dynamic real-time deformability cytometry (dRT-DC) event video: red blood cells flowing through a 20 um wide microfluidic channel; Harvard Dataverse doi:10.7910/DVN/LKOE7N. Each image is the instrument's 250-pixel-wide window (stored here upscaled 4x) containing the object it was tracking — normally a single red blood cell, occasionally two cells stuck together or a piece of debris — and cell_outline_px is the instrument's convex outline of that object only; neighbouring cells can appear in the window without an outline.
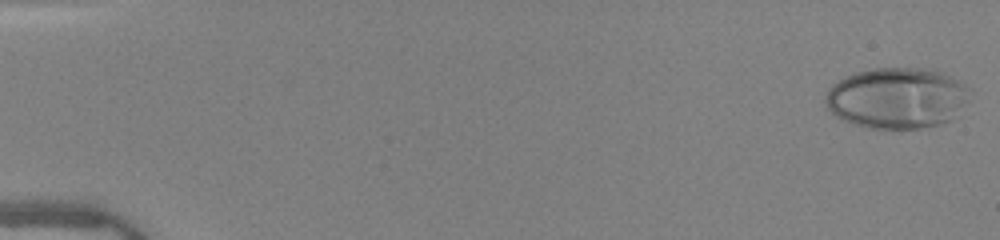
{"species": "human", "species_latin": "Homo sapiens", "temperature_condition": "warm", "stored_images_in_passage": 50, "camera_frame_rate_fps": 3000, "um_per_image_px": 0.085, "donor": {"sex": "female"}, "frame": {"image": 1, "passage_image": 1, "time_ms": 0.0, "image_size_px": [1000, 240], "cell_outline_px": [[968, 88], [960, 116], [952, 120], [920, 128], [868, 128], [852, 124], [836, 116], [824, 108], [824, 100], [828, 88], [832, 84], [856, 72], [872, 68], [924, 68], [940, 72], [964, 84]], "centroid_in_image_um": [76.18, 8.34], "position_along_channel_um": 8.8, "area_um2": 51.15}}
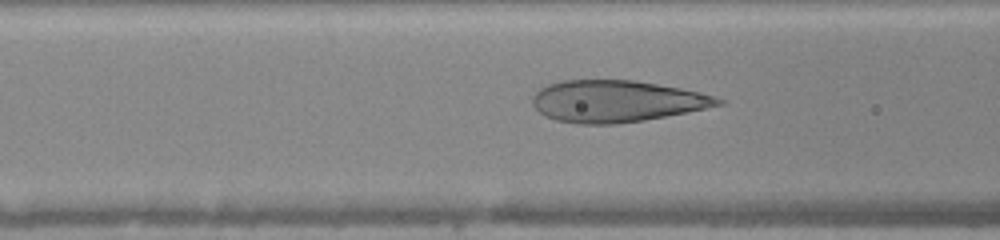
{"frame": {"image": 2, "passage_image": 21, "time_ms": 6.667, "image_size_px": [1000, 240], "cell_outline_px": [[728, 100], [724, 104], [644, 120], [616, 124], [580, 124], [556, 120], [544, 116], [532, 104], [532, 96], [540, 88], [548, 84], [564, 80], [632, 80], [680, 88]], "centroid_in_image_um": [52.35, 8.6], "position_along_channel_um": 114.2, "area_um2": 44.74}}
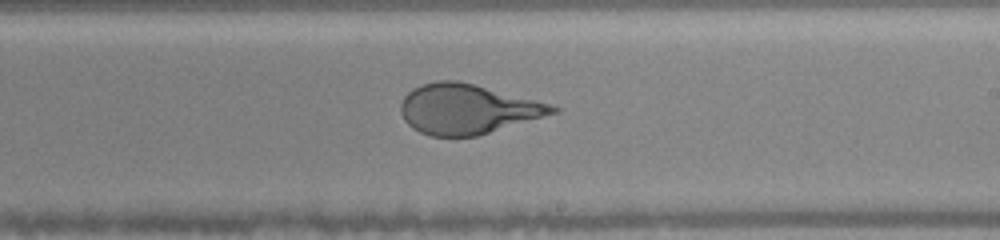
{"frame": {"image": 3, "passage_image": 31, "time_ms": 10.0, "image_size_px": [1000, 240], "cell_outline_px": [[560, 112], [476, 136], [432, 136], [420, 132], [412, 128], [404, 120], [400, 112], [400, 104], [404, 96], [412, 88], [424, 84], [440, 80], [456, 80], [472, 84], [548, 104], [560, 108]], "centroid_in_image_um": [39.67, 9.28], "position_along_channel_um": 249.3, "area_um2": 43.47}, "authors_computed_cell_mechanics": {"area_um2": 46.8758, "velocity_mm_per_s": 4.0471, "shape_relaxation_time_tau1_ms": 5.3652, "shape_relaxation_time_tau2_ms": null, "deformation_change_tau1": 0.2476, "deformation_change_tau2": null}}